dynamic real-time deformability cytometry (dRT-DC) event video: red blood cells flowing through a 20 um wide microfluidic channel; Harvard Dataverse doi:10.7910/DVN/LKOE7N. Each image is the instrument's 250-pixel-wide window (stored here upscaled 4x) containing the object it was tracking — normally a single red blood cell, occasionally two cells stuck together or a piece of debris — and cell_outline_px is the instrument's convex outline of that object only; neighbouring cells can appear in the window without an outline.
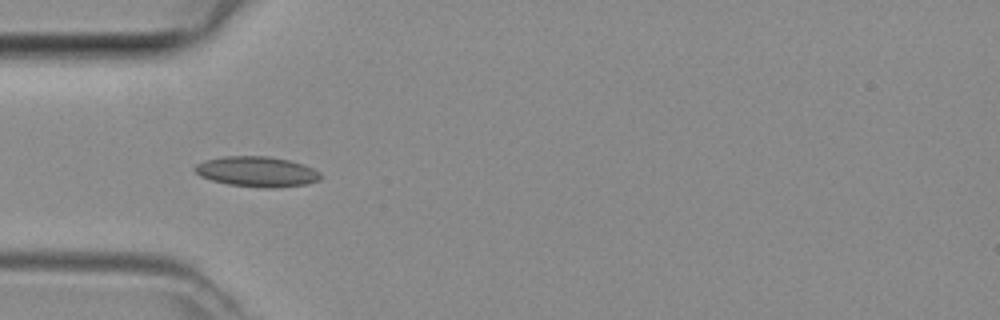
{"species": "common noctule bat (a hibernating species)", "species_latin": "Nyctalus noctula", "temperature_condition": "room temperature", "stored_images_in_passage": 3, "camera_frame_rate_fps": 3000, "um_per_image_px": 0.085, "animal": {"sex": "female", "body_mass_g": 29.2, "forearm_length_mm": 56.3}, "frame": {"image": 1, "passage_image": 3, "time_ms": 0.667, "image_size_px": [1000, 320], "cell_outline_px": [[324, 176], [320, 180], [308, 184], [276, 188], [264, 188], [228, 184], [212, 180], [200, 176], [192, 168], [196, 164], [204, 160], [224, 156], [268, 156], [288, 160], [304, 164], [320, 172]], "centroid_in_image_um": [21.86, 14.59], "position_along_channel_um": 63.1, "area_um2": 22.43}}